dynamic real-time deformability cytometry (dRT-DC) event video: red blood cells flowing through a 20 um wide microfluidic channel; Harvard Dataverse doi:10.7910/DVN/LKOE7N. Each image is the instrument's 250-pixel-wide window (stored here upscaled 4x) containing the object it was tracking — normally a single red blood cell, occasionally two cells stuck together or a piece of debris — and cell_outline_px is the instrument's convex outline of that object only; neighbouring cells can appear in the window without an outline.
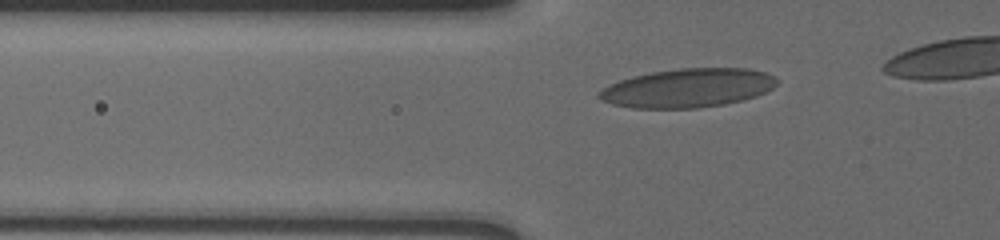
{"species": "human", "species_latin": "Homo sapiens", "temperature_condition": "cold", "stored_images_in_passage": 33, "camera_frame_rate_fps": 3000, "um_per_image_px": 0.085, "donor": {"sex": "male"}, "frame": {"image": 1, "passage_image": 2, "time_ms": 0.333, "image_size_px": [1000, 240], "cell_outline_px": [[780, 80], [772, 88], [756, 96], [744, 100], [724, 104], [700, 108], [632, 108], [612, 104], [600, 100], [596, 96], [608, 84], [632, 76], [652, 72], [680, 68], [748, 68], [764, 72], [776, 76]], "centroid_in_image_um": [58.47, 7.48], "position_along_channel_um": 67.3, "area_um2": 40.46}}
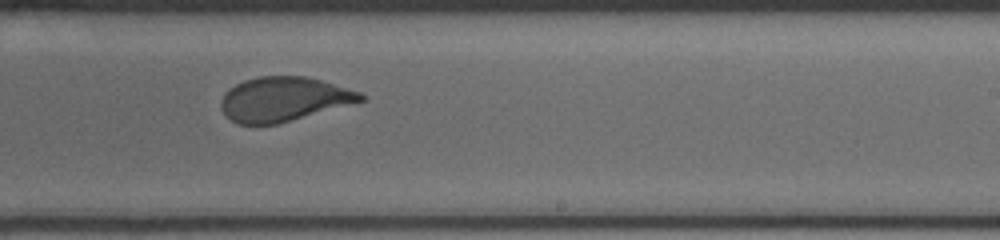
{"frame": {"image": 2, "passage_image": 19, "time_ms": 6.0, "image_size_px": [1000, 240], "cell_outline_px": [[364, 100], [276, 124], [240, 124], [232, 120], [224, 112], [220, 104], [220, 100], [224, 92], [228, 88], [244, 80], [260, 76], [304, 76], [320, 80], [360, 92], [364, 96]], "centroid_in_image_um": [24.06, 8.41], "position_along_channel_um": 264.9, "area_um2": 35.49}}
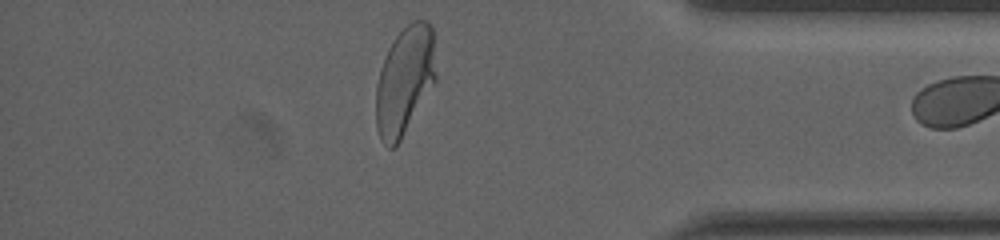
{"frame": {"image": 3, "passage_image": 32, "time_ms": 10.333, "image_size_px": [1000, 240], "cell_outline_px": [[436, 80], [396, 148], [388, 148], [380, 140], [376, 128], [376, 84], [380, 68], [388, 48], [396, 36], [412, 20], [424, 20], [432, 28], [436, 76]], "centroid_in_image_um": [34.37, 6.89], "position_along_channel_um": 400.8, "area_um2": 37.86}}